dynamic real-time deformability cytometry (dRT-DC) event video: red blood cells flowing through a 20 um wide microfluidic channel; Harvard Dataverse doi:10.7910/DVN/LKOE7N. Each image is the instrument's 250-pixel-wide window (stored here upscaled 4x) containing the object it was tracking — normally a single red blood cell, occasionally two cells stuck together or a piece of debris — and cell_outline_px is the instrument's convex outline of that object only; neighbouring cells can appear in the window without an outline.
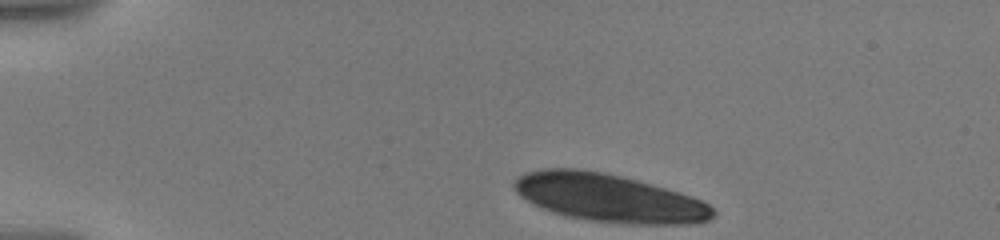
{"species": "human", "species_latin": "Homo sapiens", "temperature_condition": "warm", "stored_images_in_passage": 25, "segment_of_instrument_passage": [1, 2], "camera_frame_rate_fps": 3000, "um_per_image_px": 0.085, "donor": {"sex": "male"}, "frame": {"image": 1, "passage_image": 1, "time_ms": 0.0, "image_size_px": [1000, 240], "cell_outline_px": [[716, 216], [708, 220], [692, 224], [628, 224], [588, 220], [564, 216], [540, 208], [520, 196], [512, 188], [512, 180], [516, 176], [524, 172], [544, 168], [580, 168], [604, 172], [636, 180], [664, 188], [700, 200], [708, 204], [716, 212]], "centroid_in_image_um": [51.67, 16.82], "position_along_channel_um": 33.3, "area_um2": 55.83}}